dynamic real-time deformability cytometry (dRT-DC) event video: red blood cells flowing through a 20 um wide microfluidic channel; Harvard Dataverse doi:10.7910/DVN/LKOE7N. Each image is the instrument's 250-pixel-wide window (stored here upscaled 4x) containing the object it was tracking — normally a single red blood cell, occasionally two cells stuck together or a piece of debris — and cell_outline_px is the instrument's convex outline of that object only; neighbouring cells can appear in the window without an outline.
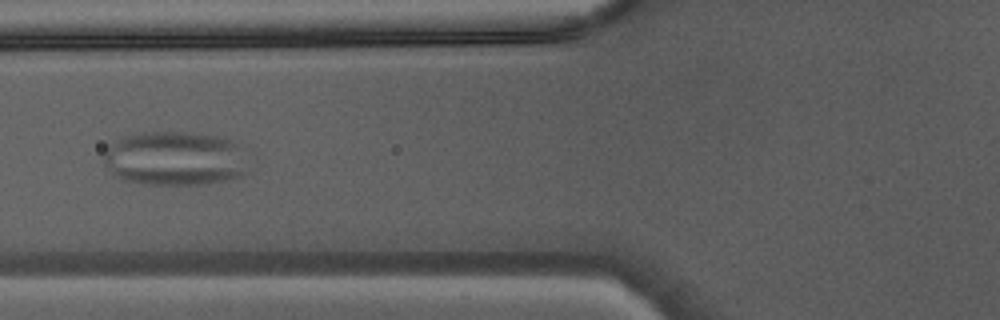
{"species": "Egyptian fruit bat (a non-hibernating species)", "species_latin": "Rousettus aegyptiacus", "temperature_condition": "warm", "stored_images_in_passage": 38, "segment_of_instrument_passage": [2, 2], "camera_frame_rate_fps": 3000, "um_per_image_px": 0.085, "animal": {"sex": "male"}, "frame": {"image": 1, "passage_image": 10, "time_ms": 3.0, "image_size_px": [1000, 320], "cell_outline_px": [[244, 172], [240, 176], [208, 184], [144, 184], [124, 180], [116, 176], [104, 164], [104, 152], [120, 136], [140, 132], [188, 132], [216, 136], [232, 140], [236, 144]], "centroid_in_image_um": [14.74, 13.46], "position_along_channel_um": 111.1, "area_um2": 44.97}}
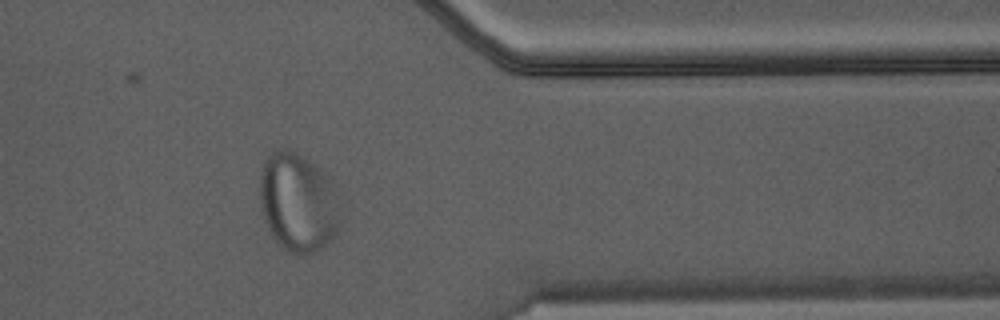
{"frame": {"image": 2, "passage_image": 29, "time_ms": 9.333, "image_size_px": [1000, 320], "cell_outline_px": [[340, 224], [336, 232], [320, 248], [312, 252], [288, 252], [276, 240], [264, 220], [260, 196], [260, 172], [264, 160], [272, 152], [280, 148], [288, 148], [300, 156], [316, 168], [324, 176]], "centroid_in_image_um": [25.2, 17.2], "position_along_channel_um": 386.2, "area_um2": 43.75}}
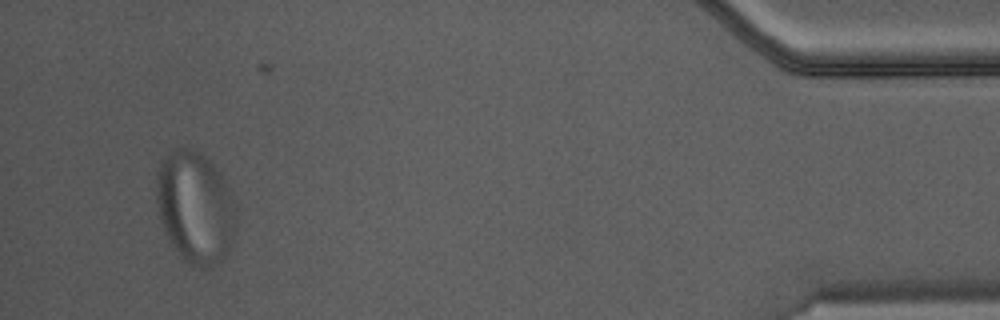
{"frame": {"image": 3, "passage_image": 35, "time_ms": 11.333, "image_size_px": [1000, 320], "cell_outline_px": [[236, 228], [228, 256], [216, 264], [208, 268], [200, 268], [192, 264], [180, 256], [168, 236], [160, 220], [156, 204], [156, 176], [160, 164], [176, 148], [184, 148], [200, 152], [212, 164], [220, 176], [236, 204]], "centroid_in_image_um": [16.61, 17.67], "position_along_channel_um": 418.6, "area_um2": 51.62}}